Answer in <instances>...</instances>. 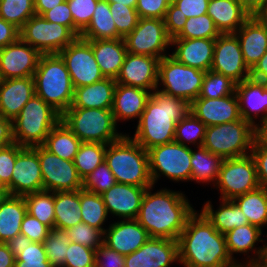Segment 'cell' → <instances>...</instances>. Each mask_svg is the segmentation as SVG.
<instances>
[{"label": "cell", "mask_w": 267, "mask_h": 267, "mask_svg": "<svg viewBox=\"0 0 267 267\" xmlns=\"http://www.w3.org/2000/svg\"><path fill=\"white\" fill-rule=\"evenodd\" d=\"M155 186L146 189L137 220L149 237L178 240L196 209L185 192Z\"/></svg>", "instance_id": "1"}, {"label": "cell", "mask_w": 267, "mask_h": 267, "mask_svg": "<svg viewBox=\"0 0 267 267\" xmlns=\"http://www.w3.org/2000/svg\"><path fill=\"white\" fill-rule=\"evenodd\" d=\"M179 262L183 267H235L221 234L196 210L187 220L179 239Z\"/></svg>", "instance_id": "2"}, {"label": "cell", "mask_w": 267, "mask_h": 267, "mask_svg": "<svg viewBox=\"0 0 267 267\" xmlns=\"http://www.w3.org/2000/svg\"><path fill=\"white\" fill-rule=\"evenodd\" d=\"M190 113V102L154 90L148 99L133 135L146 151L174 141L176 124Z\"/></svg>", "instance_id": "3"}, {"label": "cell", "mask_w": 267, "mask_h": 267, "mask_svg": "<svg viewBox=\"0 0 267 267\" xmlns=\"http://www.w3.org/2000/svg\"><path fill=\"white\" fill-rule=\"evenodd\" d=\"M105 162L117 183L148 188L153 185L149 172V155L128 134L107 144Z\"/></svg>", "instance_id": "4"}, {"label": "cell", "mask_w": 267, "mask_h": 267, "mask_svg": "<svg viewBox=\"0 0 267 267\" xmlns=\"http://www.w3.org/2000/svg\"><path fill=\"white\" fill-rule=\"evenodd\" d=\"M33 79L35 94L61 115L72 105L74 87L58 54H42Z\"/></svg>", "instance_id": "5"}, {"label": "cell", "mask_w": 267, "mask_h": 267, "mask_svg": "<svg viewBox=\"0 0 267 267\" xmlns=\"http://www.w3.org/2000/svg\"><path fill=\"white\" fill-rule=\"evenodd\" d=\"M61 121L81 140L109 144L122 138L125 134L118 131L112 109L69 107L62 115Z\"/></svg>", "instance_id": "6"}, {"label": "cell", "mask_w": 267, "mask_h": 267, "mask_svg": "<svg viewBox=\"0 0 267 267\" xmlns=\"http://www.w3.org/2000/svg\"><path fill=\"white\" fill-rule=\"evenodd\" d=\"M60 121L61 114L34 94L12 120L14 143L22 147L41 146Z\"/></svg>", "instance_id": "7"}, {"label": "cell", "mask_w": 267, "mask_h": 267, "mask_svg": "<svg viewBox=\"0 0 267 267\" xmlns=\"http://www.w3.org/2000/svg\"><path fill=\"white\" fill-rule=\"evenodd\" d=\"M258 135L259 131L241 118L206 127L202 146L223 159L237 158L250 154Z\"/></svg>", "instance_id": "8"}, {"label": "cell", "mask_w": 267, "mask_h": 267, "mask_svg": "<svg viewBox=\"0 0 267 267\" xmlns=\"http://www.w3.org/2000/svg\"><path fill=\"white\" fill-rule=\"evenodd\" d=\"M205 73L178 62L171 55L164 56L158 64L156 90L191 103L200 94Z\"/></svg>", "instance_id": "9"}, {"label": "cell", "mask_w": 267, "mask_h": 267, "mask_svg": "<svg viewBox=\"0 0 267 267\" xmlns=\"http://www.w3.org/2000/svg\"><path fill=\"white\" fill-rule=\"evenodd\" d=\"M148 155L153 185H157L162 177L174 183L191 182V147L173 141L152 147Z\"/></svg>", "instance_id": "10"}, {"label": "cell", "mask_w": 267, "mask_h": 267, "mask_svg": "<svg viewBox=\"0 0 267 267\" xmlns=\"http://www.w3.org/2000/svg\"><path fill=\"white\" fill-rule=\"evenodd\" d=\"M210 187L218 191L222 200H232L260 187L252 156L224 159L214 188Z\"/></svg>", "instance_id": "11"}, {"label": "cell", "mask_w": 267, "mask_h": 267, "mask_svg": "<svg viewBox=\"0 0 267 267\" xmlns=\"http://www.w3.org/2000/svg\"><path fill=\"white\" fill-rule=\"evenodd\" d=\"M20 39L41 54H58L77 36L66 26L47 21L42 15H33L20 28Z\"/></svg>", "instance_id": "12"}, {"label": "cell", "mask_w": 267, "mask_h": 267, "mask_svg": "<svg viewBox=\"0 0 267 267\" xmlns=\"http://www.w3.org/2000/svg\"><path fill=\"white\" fill-rule=\"evenodd\" d=\"M127 52L162 59L170 55L171 38L164 19L139 18L137 26L124 38Z\"/></svg>", "instance_id": "13"}, {"label": "cell", "mask_w": 267, "mask_h": 267, "mask_svg": "<svg viewBox=\"0 0 267 267\" xmlns=\"http://www.w3.org/2000/svg\"><path fill=\"white\" fill-rule=\"evenodd\" d=\"M43 177V190L51 192L76 191L83 189L73 161L65 160L50 153L42 145L35 146Z\"/></svg>", "instance_id": "14"}, {"label": "cell", "mask_w": 267, "mask_h": 267, "mask_svg": "<svg viewBox=\"0 0 267 267\" xmlns=\"http://www.w3.org/2000/svg\"><path fill=\"white\" fill-rule=\"evenodd\" d=\"M58 55L65 63L74 88L91 85L105 78L96 62L91 44L80 37Z\"/></svg>", "instance_id": "15"}, {"label": "cell", "mask_w": 267, "mask_h": 267, "mask_svg": "<svg viewBox=\"0 0 267 267\" xmlns=\"http://www.w3.org/2000/svg\"><path fill=\"white\" fill-rule=\"evenodd\" d=\"M263 232L264 231L257 226L245 224L224 234L227 251L231 259L237 264L260 267L264 261L266 253L267 239L261 238ZM259 243H262L263 245L257 247ZM235 254H239V256L244 255V258L242 257L241 260L237 258L238 256H234Z\"/></svg>", "instance_id": "16"}, {"label": "cell", "mask_w": 267, "mask_h": 267, "mask_svg": "<svg viewBox=\"0 0 267 267\" xmlns=\"http://www.w3.org/2000/svg\"><path fill=\"white\" fill-rule=\"evenodd\" d=\"M211 71L236 83L250 78V69L244 62L240 42L234 33L220 34L215 39Z\"/></svg>", "instance_id": "17"}, {"label": "cell", "mask_w": 267, "mask_h": 267, "mask_svg": "<svg viewBox=\"0 0 267 267\" xmlns=\"http://www.w3.org/2000/svg\"><path fill=\"white\" fill-rule=\"evenodd\" d=\"M235 93L239 101L241 118L258 131L266 127L267 87L264 82L252 78L245 79L236 84Z\"/></svg>", "instance_id": "18"}, {"label": "cell", "mask_w": 267, "mask_h": 267, "mask_svg": "<svg viewBox=\"0 0 267 267\" xmlns=\"http://www.w3.org/2000/svg\"><path fill=\"white\" fill-rule=\"evenodd\" d=\"M42 54L20 38L0 49V78L33 77Z\"/></svg>", "instance_id": "19"}, {"label": "cell", "mask_w": 267, "mask_h": 267, "mask_svg": "<svg viewBox=\"0 0 267 267\" xmlns=\"http://www.w3.org/2000/svg\"><path fill=\"white\" fill-rule=\"evenodd\" d=\"M43 190V177L34 147L18 145V155L12 171L11 195L25 196Z\"/></svg>", "instance_id": "20"}, {"label": "cell", "mask_w": 267, "mask_h": 267, "mask_svg": "<svg viewBox=\"0 0 267 267\" xmlns=\"http://www.w3.org/2000/svg\"><path fill=\"white\" fill-rule=\"evenodd\" d=\"M174 263L180 264L178 240L150 237L125 256L124 267H171Z\"/></svg>", "instance_id": "21"}, {"label": "cell", "mask_w": 267, "mask_h": 267, "mask_svg": "<svg viewBox=\"0 0 267 267\" xmlns=\"http://www.w3.org/2000/svg\"><path fill=\"white\" fill-rule=\"evenodd\" d=\"M159 60V58L153 56L127 53L119 75L115 79L116 83L142 88L151 92L156 90Z\"/></svg>", "instance_id": "22"}, {"label": "cell", "mask_w": 267, "mask_h": 267, "mask_svg": "<svg viewBox=\"0 0 267 267\" xmlns=\"http://www.w3.org/2000/svg\"><path fill=\"white\" fill-rule=\"evenodd\" d=\"M110 222L104 232V243L124 256L138 250L150 238L137 219Z\"/></svg>", "instance_id": "23"}, {"label": "cell", "mask_w": 267, "mask_h": 267, "mask_svg": "<svg viewBox=\"0 0 267 267\" xmlns=\"http://www.w3.org/2000/svg\"><path fill=\"white\" fill-rule=\"evenodd\" d=\"M146 189L145 187L116 183L101 194L110 218L137 219Z\"/></svg>", "instance_id": "24"}, {"label": "cell", "mask_w": 267, "mask_h": 267, "mask_svg": "<svg viewBox=\"0 0 267 267\" xmlns=\"http://www.w3.org/2000/svg\"><path fill=\"white\" fill-rule=\"evenodd\" d=\"M190 112L206 127L241 119L236 93L216 99L197 98L190 103Z\"/></svg>", "instance_id": "25"}, {"label": "cell", "mask_w": 267, "mask_h": 267, "mask_svg": "<svg viewBox=\"0 0 267 267\" xmlns=\"http://www.w3.org/2000/svg\"><path fill=\"white\" fill-rule=\"evenodd\" d=\"M214 47L215 39L173 38L171 39L173 51L170 55L180 63L206 72L211 70Z\"/></svg>", "instance_id": "26"}, {"label": "cell", "mask_w": 267, "mask_h": 267, "mask_svg": "<svg viewBox=\"0 0 267 267\" xmlns=\"http://www.w3.org/2000/svg\"><path fill=\"white\" fill-rule=\"evenodd\" d=\"M151 91L124 84H116L114 90L112 113L118 125L130 120L139 121Z\"/></svg>", "instance_id": "27"}, {"label": "cell", "mask_w": 267, "mask_h": 267, "mask_svg": "<svg viewBox=\"0 0 267 267\" xmlns=\"http://www.w3.org/2000/svg\"><path fill=\"white\" fill-rule=\"evenodd\" d=\"M34 94L33 77L0 80V115L15 119Z\"/></svg>", "instance_id": "28"}, {"label": "cell", "mask_w": 267, "mask_h": 267, "mask_svg": "<svg viewBox=\"0 0 267 267\" xmlns=\"http://www.w3.org/2000/svg\"><path fill=\"white\" fill-rule=\"evenodd\" d=\"M245 64L251 70L267 51V30L251 16L235 33Z\"/></svg>", "instance_id": "29"}, {"label": "cell", "mask_w": 267, "mask_h": 267, "mask_svg": "<svg viewBox=\"0 0 267 267\" xmlns=\"http://www.w3.org/2000/svg\"><path fill=\"white\" fill-rule=\"evenodd\" d=\"M104 77L116 79L127 55L124 38L86 40Z\"/></svg>", "instance_id": "30"}, {"label": "cell", "mask_w": 267, "mask_h": 267, "mask_svg": "<svg viewBox=\"0 0 267 267\" xmlns=\"http://www.w3.org/2000/svg\"><path fill=\"white\" fill-rule=\"evenodd\" d=\"M207 14L221 34L235 33L251 17L237 0H209Z\"/></svg>", "instance_id": "31"}, {"label": "cell", "mask_w": 267, "mask_h": 267, "mask_svg": "<svg viewBox=\"0 0 267 267\" xmlns=\"http://www.w3.org/2000/svg\"><path fill=\"white\" fill-rule=\"evenodd\" d=\"M116 81L105 77L96 83L74 88L70 107L112 109Z\"/></svg>", "instance_id": "32"}, {"label": "cell", "mask_w": 267, "mask_h": 267, "mask_svg": "<svg viewBox=\"0 0 267 267\" xmlns=\"http://www.w3.org/2000/svg\"><path fill=\"white\" fill-rule=\"evenodd\" d=\"M207 220L215 227L221 234L249 224L245 214L232 200H219V206L215 210L212 201H205L199 210Z\"/></svg>", "instance_id": "33"}, {"label": "cell", "mask_w": 267, "mask_h": 267, "mask_svg": "<svg viewBox=\"0 0 267 267\" xmlns=\"http://www.w3.org/2000/svg\"><path fill=\"white\" fill-rule=\"evenodd\" d=\"M27 207L23 196L8 195L0 205V242L6 243L20 234Z\"/></svg>", "instance_id": "34"}, {"label": "cell", "mask_w": 267, "mask_h": 267, "mask_svg": "<svg viewBox=\"0 0 267 267\" xmlns=\"http://www.w3.org/2000/svg\"><path fill=\"white\" fill-rule=\"evenodd\" d=\"M223 160L221 156L211 153L203 146L192 148L191 182L214 186Z\"/></svg>", "instance_id": "35"}, {"label": "cell", "mask_w": 267, "mask_h": 267, "mask_svg": "<svg viewBox=\"0 0 267 267\" xmlns=\"http://www.w3.org/2000/svg\"><path fill=\"white\" fill-rule=\"evenodd\" d=\"M54 227L68 229L82 222L80 190L54 192Z\"/></svg>", "instance_id": "36"}, {"label": "cell", "mask_w": 267, "mask_h": 267, "mask_svg": "<svg viewBox=\"0 0 267 267\" xmlns=\"http://www.w3.org/2000/svg\"><path fill=\"white\" fill-rule=\"evenodd\" d=\"M232 201L245 214L249 224L261 230H264V227L267 228V188L258 187L233 198Z\"/></svg>", "instance_id": "37"}, {"label": "cell", "mask_w": 267, "mask_h": 267, "mask_svg": "<svg viewBox=\"0 0 267 267\" xmlns=\"http://www.w3.org/2000/svg\"><path fill=\"white\" fill-rule=\"evenodd\" d=\"M81 143V140L60 121L49 132L42 146L62 159L73 161Z\"/></svg>", "instance_id": "38"}, {"label": "cell", "mask_w": 267, "mask_h": 267, "mask_svg": "<svg viewBox=\"0 0 267 267\" xmlns=\"http://www.w3.org/2000/svg\"><path fill=\"white\" fill-rule=\"evenodd\" d=\"M84 40L117 39V30L110 11L109 2L98 0L87 28L80 34Z\"/></svg>", "instance_id": "39"}, {"label": "cell", "mask_w": 267, "mask_h": 267, "mask_svg": "<svg viewBox=\"0 0 267 267\" xmlns=\"http://www.w3.org/2000/svg\"><path fill=\"white\" fill-rule=\"evenodd\" d=\"M81 219L83 223L105 232L109 214L101 195L80 190ZM105 226V228H104Z\"/></svg>", "instance_id": "40"}, {"label": "cell", "mask_w": 267, "mask_h": 267, "mask_svg": "<svg viewBox=\"0 0 267 267\" xmlns=\"http://www.w3.org/2000/svg\"><path fill=\"white\" fill-rule=\"evenodd\" d=\"M107 144L82 142L73 163L82 180L94 171L103 161Z\"/></svg>", "instance_id": "41"}, {"label": "cell", "mask_w": 267, "mask_h": 267, "mask_svg": "<svg viewBox=\"0 0 267 267\" xmlns=\"http://www.w3.org/2000/svg\"><path fill=\"white\" fill-rule=\"evenodd\" d=\"M27 213L34 216L50 229L54 227V192L38 191L24 196Z\"/></svg>", "instance_id": "42"}, {"label": "cell", "mask_w": 267, "mask_h": 267, "mask_svg": "<svg viewBox=\"0 0 267 267\" xmlns=\"http://www.w3.org/2000/svg\"><path fill=\"white\" fill-rule=\"evenodd\" d=\"M206 125L191 112L176 124L174 141L187 146L203 145Z\"/></svg>", "instance_id": "43"}, {"label": "cell", "mask_w": 267, "mask_h": 267, "mask_svg": "<svg viewBox=\"0 0 267 267\" xmlns=\"http://www.w3.org/2000/svg\"><path fill=\"white\" fill-rule=\"evenodd\" d=\"M70 243L65 229L53 227L44 240L46 256L52 267H64L66 250Z\"/></svg>", "instance_id": "44"}, {"label": "cell", "mask_w": 267, "mask_h": 267, "mask_svg": "<svg viewBox=\"0 0 267 267\" xmlns=\"http://www.w3.org/2000/svg\"><path fill=\"white\" fill-rule=\"evenodd\" d=\"M236 84L227 76L206 71L198 98L216 99L235 94Z\"/></svg>", "instance_id": "45"}, {"label": "cell", "mask_w": 267, "mask_h": 267, "mask_svg": "<svg viewBox=\"0 0 267 267\" xmlns=\"http://www.w3.org/2000/svg\"><path fill=\"white\" fill-rule=\"evenodd\" d=\"M35 14L34 0H0V18L19 29Z\"/></svg>", "instance_id": "46"}, {"label": "cell", "mask_w": 267, "mask_h": 267, "mask_svg": "<svg viewBox=\"0 0 267 267\" xmlns=\"http://www.w3.org/2000/svg\"><path fill=\"white\" fill-rule=\"evenodd\" d=\"M221 33L216 28L213 19L204 14L197 17L187 18L183 30L175 38H205L216 39Z\"/></svg>", "instance_id": "47"}, {"label": "cell", "mask_w": 267, "mask_h": 267, "mask_svg": "<svg viewBox=\"0 0 267 267\" xmlns=\"http://www.w3.org/2000/svg\"><path fill=\"white\" fill-rule=\"evenodd\" d=\"M111 15L117 30V39L125 38L137 26L139 15L135 8L109 3Z\"/></svg>", "instance_id": "48"}, {"label": "cell", "mask_w": 267, "mask_h": 267, "mask_svg": "<svg viewBox=\"0 0 267 267\" xmlns=\"http://www.w3.org/2000/svg\"><path fill=\"white\" fill-rule=\"evenodd\" d=\"M116 183L117 181L112 171L109 169L107 163L103 161L83 179V189L101 195Z\"/></svg>", "instance_id": "49"}, {"label": "cell", "mask_w": 267, "mask_h": 267, "mask_svg": "<svg viewBox=\"0 0 267 267\" xmlns=\"http://www.w3.org/2000/svg\"><path fill=\"white\" fill-rule=\"evenodd\" d=\"M70 242L97 249L104 243V233L90 225L80 222L66 229Z\"/></svg>", "instance_id": "50"}, {"label": "cell", "mask_w": 267, "mask_h": 267, "mask_svg": "<svg viewBox=\"0 0 267 267\" xmlns=\"http://www.w3.org/2000/svg\"><path fill=\"white\" fill-rule=\"evenodd\" d=\"M74 21V34H80L89 25L98 0H66Z\"/></svg>", "instance_id": "51"}, {"label": "cell", "mask_w": 267, "mask_h": 267, "mask_svg": "<svg viewBox=\"0 0 267 267\" xmlns=\"http://www.w3.org/2000/svg\"><path fill=\"white\" fill-rule=\"evenodd\" d=\"M14 267H52L48 262L43 243L26 244L15 259Z\"/></svg>", "instance_id": "52"}, {"label": "cell", "mask_w": 267, "mask_h": 267, "mask_svg": "<svg viewBox=\"0 0 267 267\" xmlns=\"http://www.w3.org/2000/svg\"><path fill=\"white\" fill-rule=\"evenodd\" d=\"M95 249L70 242L64 267H95Z\"/></svg>", "instance_id": "53"}, {"label": "cell", "mask_w": 267, "mask_h": 267, "mask_svg": "<svg viewBox=\"0 0 267 267\" xmlns=\"http://www.w3.org/2000/svg\"><path fill=\"white\" fill-rule=\"evenodd\" d=\"M18 155V144L13 143L0 148V179L7 186L11 195V178L13 167Z\"/></svg>", "instance_id": "54"}, {"label": "cell", "mask_w": 267, "mask_h": 267, "mask_svg": "<svg viewBox=\"0 0 267 267\" xmlns=\"http://www.w3.org/2000/svg\"><path fill=\"white\" fill-rule=\"evenodd\" d=\"M252 156L260 187L267 188V143L258 135L253 142Z\"/></svg>", "instance_id": "55"}, {"label": "cell", "mask_w": 267, "mask_h": 267, "mask_svg": "<svg viewBox=\"0 0 267 267\" xmlns=\"http://www.w3.org/2000/svg\"><path fill=\"white\" fill-rule=\"evenodd\" d=\"M50 228L41 223L34 216L26 213L20 227V234L25 235L32 242L43 243Z\"/></svg>", "instance_id": "56"}, {"label": "cell", "mask_w": 267, "mask_h": 267, "mask_svg": "<svg viewBox=\"0 0 267 267\" xmlns=\"http://www.w3.org/2000/svg\"><path fill=\"white\" fill-rule=\"evenodd\" d=\"M171 0H138L136 11L139 18L164 19Z\"/></svg>", "instance_id": "57"}, {"label": "cell", "mask_w": 267, "mask_h": 267, "mask_svg": "<svg viewBox=\"0 0 267 267\" xmlns=\"http://www.w3.org/2000/svg\"><path fill=\"white\" fill-rule=\"evenodd\" d=\"M125 256L116 252L105 243L95 251V267H124Z\"/></svg>", "instance_id": "58"}, {"label": "cell", "mask_w": 267, "mask_h": 267, "mask_svg": "<svg viewBox=\"0 0 267 267\" xmlns=\"http://www.w3.org/2000/svg\"><path fill=\"white\" fill-rule=\"evenodd\" d=\"M42 16L49 22H56L68 27L74 33V21L68 2L58 4L53 9L45 11Z\"/></svg>", "instance_id": "59"}, {"label": "cell", "mask_w": 267, "mask_h": 267, "mask_svg": "<svg viewBox=\"0 0 267 267\" xmlns=\"http://www.w3.org/2000/svg\"><path fill=\"white\" fill-rule=\"evenodd\" d=\"M186 20L187 17L183 16L180 13V9L171 2L164 17L166 31L171 39L175 38L183 30Z\"/></svg>", "instance_id": "60"}, {"label": "cell", "mask_w": 267, "mask_h": 267, "mask_svg": "<svg viewBox=\"0 0 267 267\" xmlns=\"http://www.w3.org/2000/svg\"><path fill=\"white\" fill-rule=\"evenodd\" d=\"M180 9V13L187 18L207 14L209 0H172Z\"/></svg>", "instance_id": "61"}, {"label": "cell", "mask_w": 267, "mask_h": 267, "mask_svg": "<svg viewBox=\"0 0 267 267\" xmlns=\"http://www.w3.org/2000/svg\"><path fill=\"white\" fill-rule=\"evenodd\" d=\"M20 29L0 18V49L16 42L20 38Z\"/></svg>", "instance_id": "62"}, {"label": "cell", "mask_w": 267, "mask_h": 267, "mask_svg": "<svg viewBox=\"0 0 267 267\" xmlns=\"http://www.w3.org/2000/svg\"><path fill=\"white\" fill-rule=\"evenodd\" d=\"M14 143L12 120L0 115V148Z\"/></svg>", "instance_id": "63"}, {"label": "cell", "mask_w": 267, "mask_h": 267, "mask_svg": "<svg viewBox=\"0 0 267 267\" xmlns=\"http://www.w3.org/2000/svg\"><path fill=\"white\" fill-rule=\"evenodd\" d=\"M250 78L264 81L267 78V51L250 70Z\"/></svg>", "instance_id": "64"}, {"label": "cell", "mask_w": 267, "mask_h": 267, "mask_svg": "<svg viewBox=\"0 0 267 267\" xmlns=\"http://www.w3.org/2000/svg\"><path fill=\"white\" fill-rule=\"evenodd\" d=\"M6 243L8 244L11 252L14 254V257L16 258L21 253V250L26 246V244H31L32 241L25 235L19 234Z\"/></svg>", "instance_id": "65"}, {"label": "cell", "mask_w": 267, "mask_h": 267, "mask_svg": "<svg viewBox=\"0 0 267 267\" xmlns=\"http://www.w3.org/2000/svg\"><path fill=\"white\" fill-rule=\"evenodd\" d=\"M15 259L8 244L0 242V267H14Z\"/></svg>", "instance_id": "66"}, {"label": "cell", "mask_w": 267, "mask_h": 267, "mask_svg": "<svg viewBox=\"0 0 267 267\" xmlns=\"http://www.w3.org/2000/svg\"><path fill=\"white\" fill-rule=\"evenodd\" d=\"M65 0H34V9L37 15H42L45 11L53 9Z\"/></svg>", "instance_id": "67"}, {"label": "cell", "mask_w": 267, "mask_h": 267, "mask_svg": "<svg viewBox=\"0 0 267 267\" xmlns=\"http://www.w3.org/2000/svg\"><path fill=\"white\" fill-rule=\"evenodd\" d=\"M242 7L253 16L266 2L267 0H237Z\"/></svg>", "instance_id": "68"}, {"label": "cell", "mask_w": 267, "mask_h": 267, "mask_svg": "<svg viewBox=\"0 0 267 267\" xmlns=\"http://www.w3.org/2000/svg\"><path fill=\"white\" fill-rule=\"evenodd\" d=\"M253 17L267 30V2L253 15Z\"/></svg>", "instance_id": "69"}, {"label": "cell", "mask_w": 267, "mask_h": 267, "mask_svg": "<svg viewBox=\"0 0 267 267\" xmlns=\"http://www.w3.org/2000/svg\"><path fill=\"white\" fill-rule=\"evenodd\" d=\"M109 3H116V5H126L129 7L136 8L138 0H106Z\"/></svg>", "instance_id": "70"}, {"label": "cell", "mask_w": 267, "mask_h": 267, "mask_svg": "<svg viewBox=\"0 0 267 267\" xmlns=\"http://www.w3.org/2000/svg\"><path fill=\"white\" fill-rule=\"evenodd\" d=\"M9 195L8 189H0V205L2 202L6 199V197Z\"/></svg>", "instance_id": "71"}, {"label": "cell", "mask_w": 267, "mask_h": 267, "mask_svg": "<svg viewBox=\"0 0 267 267\" xmlns=\"http://www.w3.org/2000/svg\"><path fill=\"white\" fill-rule=\"evenodd\" d=\"M259 136L267 143V126L259 131Z\"/></svg>", "instance_id": "72"}, {"label": "cell", "mask_w": 267, "mask_h": 267, "mask_svg": "<svg viewBox=\"0 0 267 267\" xmlns=\"http://www.w3.org/2000/svg\"><path fill=\"white\" fill-rule=\"evenodd\" d=\"M267 236V233L264 234ZM267 239V238H266ZM267 241V240H266ZM260 267H267V242H266V253H265V258H264V261L262 263V265Z\"/></svg>", "instance_id": "73"}, {"label": "cell", "mask_w": 267, "mask_h": 267, "mask_svg": "<svg viewBox=\"0 0 267 267\" xmlns=\"http://www.w3.org/2000/svg\"><path fill=\"white\" fill-rule=\"evenodd\" d=\"M0 189H8L1 179H0Z\"/></svg>", "instance_id": "74"}, {"label": "cell", "mask_w": 267, "mask_h": 267, "mask_svg": "<svg viewBox=\"0 0 267 267\" xmlns=\"http://www.w3.org/2000/svg\"><path fill=\"white\" fill-rule=\"evenodd\" d=\"M235 267H256L252 265L237 264Z\"/></svg>", "instance_id": "75"}, {"label": "cell", "mask_w": 267, "mask_h": 267, "mask_svg": "<svg viewBox=\"0 0 267 267\" xmlns=\"http://www.w3.org/2000/svg\"><path fill=\"white\" fill-rule=\"evenodd\" d=\"M265 86L267 87V78L263 81Z\"/></svg>", "instance_id": "76"}]
</instances>
